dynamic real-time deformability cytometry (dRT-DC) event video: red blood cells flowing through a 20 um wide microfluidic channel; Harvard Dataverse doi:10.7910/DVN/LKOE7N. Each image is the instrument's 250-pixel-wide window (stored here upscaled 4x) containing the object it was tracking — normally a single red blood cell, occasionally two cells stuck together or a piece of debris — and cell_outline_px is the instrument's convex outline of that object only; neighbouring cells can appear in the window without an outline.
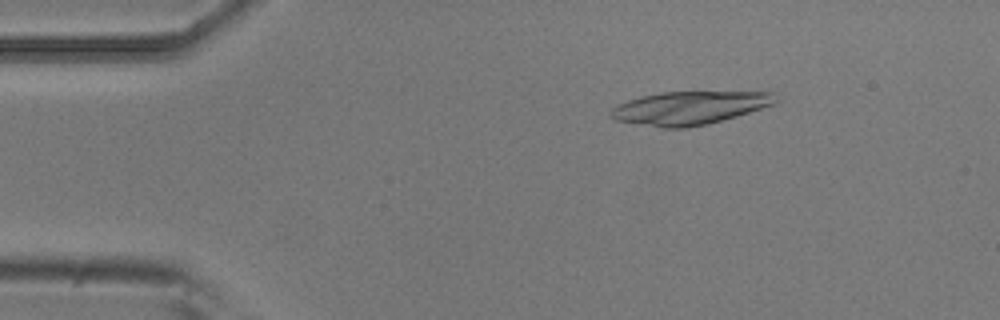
{"species": "common noctule bat (a hibernating species)", "species_latin": "Nyctalus noctula", "temperature_condition": "room temperature", "stored_images_in_passage": 5, "camera_frame_rate_fps": 3000, "um_per_image_px": 0.085, "animal": {"sex": "male", "body_mass_g": 20.5, "forearm_length_mm": 52.5}, "frame": {"image": 1, "passage_image": 3, "time_ms": 0.667, "image_size_px": [1000, 320], "cell_outline_px": [[780, 100], [776, 104], [736, 116], [708, 124], [688, 128], [664, 128], [616, 120], [608, 112], [616, 104], [640, 96], [660, 92], [776, 92]], "centroid_in_image_um": [58.64, 9.16], "position_along_channel_um": 26.4, "area_um2": 32.08}}